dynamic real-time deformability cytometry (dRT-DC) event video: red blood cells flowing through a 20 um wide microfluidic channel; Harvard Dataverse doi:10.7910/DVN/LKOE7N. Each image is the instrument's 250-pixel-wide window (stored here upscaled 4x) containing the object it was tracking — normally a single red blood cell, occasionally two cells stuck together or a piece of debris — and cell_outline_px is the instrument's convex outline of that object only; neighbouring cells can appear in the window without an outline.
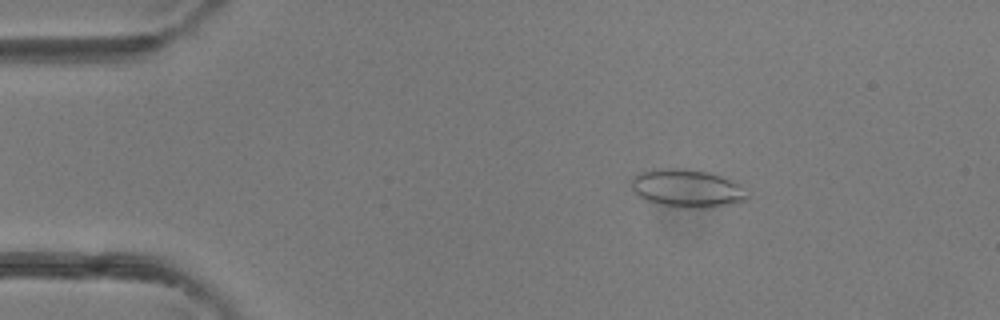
{"species": "common noctule bat (a hibernating species)", "species_latin": "Nyctalus noctula", "temperature_condition": "room temperature", "stored_images_in_passage": 46, "camera_frame_rate_fps": 3000, "um_per_image_px": 0.085, "animal": {"sex": "female"}, "frame": {"image": 1, "passage_image": 8, "time_ms": 2.333, "image_size_px": [1000, 320], "cell_outline_px": [[748, 196], [744, 200], [732, 204], [712, 208], [680, 208], [660, 204], [648, 200], [640, 196], [632, 188], [632, 180], [640, 172], [660, 168], [676, 168], [712, 172], [740, 184]], "centroid_in_image_um": [58.44, 16.01], "position_along_channel_um": 26.6, "area_um2": 25.55}}
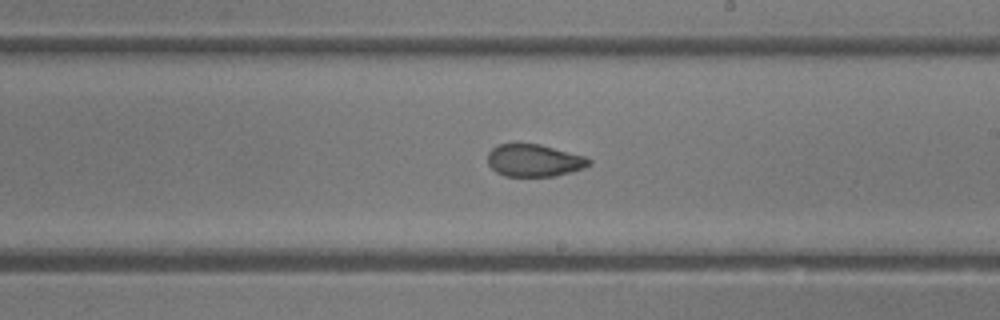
{"frame": {"image": 2, "passage_image": 27, "time_ms": 8.667, "image_size_px": [1000, 320], "cell_outline_px": [[592, 164], [584, 168], [572, 172], [552, 176], [504, 176], [496, 172], [488, 164], [488, 152], [496, 144], [540, 144], [584, 156], [592, 160]], "centroid_in_image_um": [45.4, 13.64], "position_along_channel_um": 243.6, "area_um2": 19.13}}
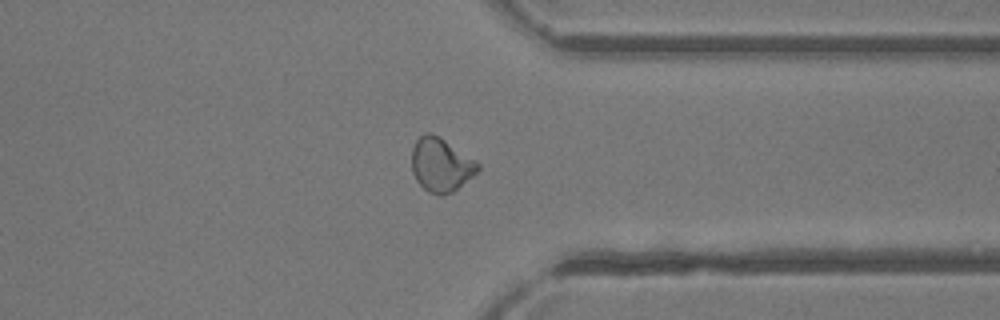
{"frame": {"image": 3, "passage_image": 36, "time_ms": 11.667, "image_size_px": [1000, 320], "cell_outline_px": [[480, 168], [472, 176], [452, 192], [440, 196], [428, 192], [416, 180], [412, 172], [412, 148], [416, 140], [424, 132], [428, 132], [440, 136], [476, 160], [480, 164]], "centroid_in_image_um": [37.47, 13.99], "position_along_channel_um": 373.9, "area_um2": 20.75}, "authors_computed_cell_mechanics": {"area_um2": 21.2415, "velocity_mm_per_s": 4.457, "shape_relaxation_time_tau1_ms": null, "shape_relaxation_time_tau2_ms": 0.936, "deformation_change_tau1": null, "deformation_change_tau2": 0.0585}}